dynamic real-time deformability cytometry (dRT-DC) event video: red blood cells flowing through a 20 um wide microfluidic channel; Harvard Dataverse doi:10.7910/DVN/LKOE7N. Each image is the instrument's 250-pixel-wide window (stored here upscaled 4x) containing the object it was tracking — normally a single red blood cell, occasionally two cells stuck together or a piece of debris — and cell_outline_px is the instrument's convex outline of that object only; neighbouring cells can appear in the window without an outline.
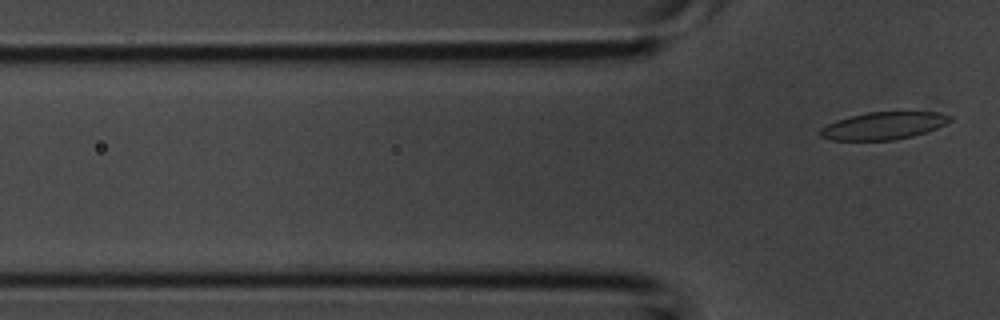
{"species": "common noctule bat (a hibernating species)", "species_latin": "Nyctalus noctula", "temperature_condition": "room temperature", "stored_images_in_passage": 4, "camera_frame_rate_fps": 3000, "um_per_image_px": 0.085, "animal": {"sex": "male", "body_mass_g": 20.1, "forearm_length_mm": 53.5}, "frame": {"image": 1, "passage_image": 4, "time_ms": 1.0, "image_size_px": [1000, 320], "cell_outline_px": [[952, 120], [936, 128], [912, 136], [896, 140], [832, 140], [820, 136], [820, 128], [836, 120], [868, 112], [940, 112], [952, 116]], "centroid_in_image_um": [75.1, 10.69], "position_along_channel_um": 50.7, "area_um2": 20.58}}